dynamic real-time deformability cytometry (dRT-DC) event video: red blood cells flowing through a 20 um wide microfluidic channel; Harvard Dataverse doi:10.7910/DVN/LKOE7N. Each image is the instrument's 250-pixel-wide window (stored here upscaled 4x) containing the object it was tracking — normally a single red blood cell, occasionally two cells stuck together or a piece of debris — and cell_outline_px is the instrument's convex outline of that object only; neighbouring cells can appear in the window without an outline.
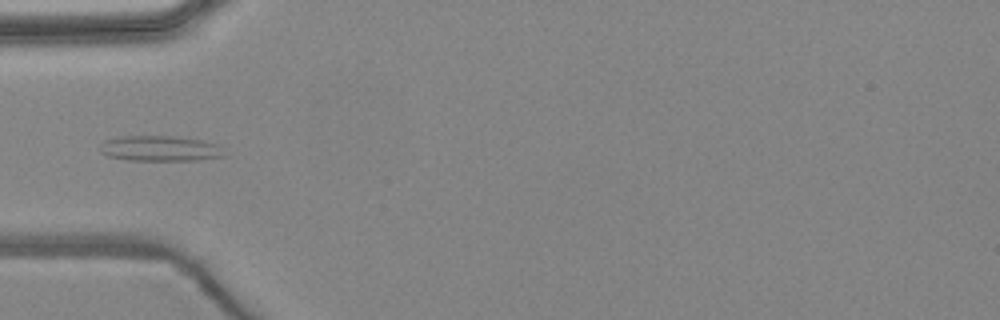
{"species": "common noctule bat (a hibernating species)", "species_latin": "Nyctalus noctula", "temperature_condition": "warm", "stored_images_in_passage": 5, "camera_frame_rate_fps": 3000, "um_per_image_px": 0.085, "animal": {"sex": "female", "body_mass_g": 24.6, "forearm_length_mm": 56.2}, "frame": {"image": 1, "passage_image": 5, "time_ms": 4.667, "image_size_px": [1000, 320], "cell_outline_px": [[228, 156], [200, 160], [128, 160], [108, 156], [100, 152], [100, 144], [104, 140], [120, 136], [172, 136], [200, 140], [216, 144]], "centroid_in_image_um": [13.59, 12.62], "position_along_channel_um": 71.4, "area_um2": 18.44}}